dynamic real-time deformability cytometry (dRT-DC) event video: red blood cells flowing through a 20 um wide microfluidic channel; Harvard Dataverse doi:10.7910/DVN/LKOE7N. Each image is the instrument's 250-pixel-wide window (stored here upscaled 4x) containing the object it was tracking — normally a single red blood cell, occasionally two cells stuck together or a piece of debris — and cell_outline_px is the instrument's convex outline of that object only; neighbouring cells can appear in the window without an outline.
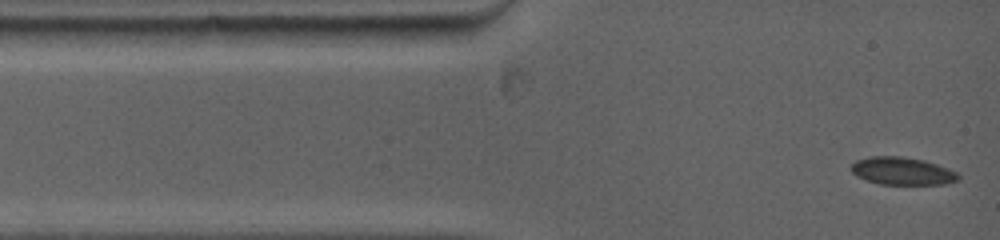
{"species": "common noctule bat (a hibernating species)", "species_latin": "Nyctalus noctula", "temperature_condition": "warm", "stored_images_in_passage": 19, "camera_frame_rate_fps": 5000, "um_per_image_px": 0.085, "animal": {"sex": "female", "body_mass_g": 19.0, "forearm_length_mm": 53.3}, "frame": {"image": 1, "passage_image": 1, "time_ms": 0.0, "image_size_px": [1000, 240], "cell_outline_px": [[960, 180], [944, 184], [880, 184], [856, 176], [852, 172], [852, 164], [856, 160], [868, 156], [900, 156], [924, 160], [948, 168], [956, 172], [960, 176]], "centroid_in_image_um": [76.7, 14.53], "position_along_channel_um": 8.3, "area_um2": 17.22}}
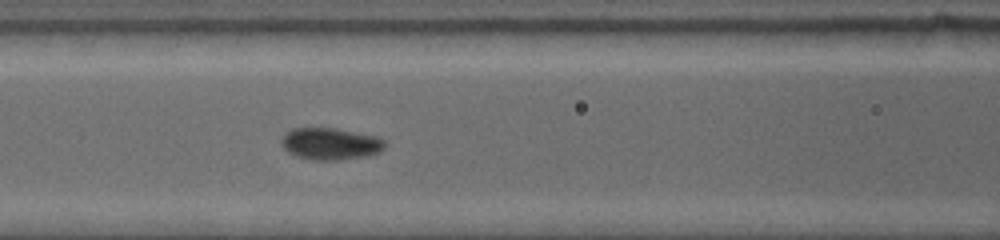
{"frame": {"image": 2, "passage_image": 11, "time_ms": 4.4, "image_size_px": [1000, 240], "cell_outline_px": [[384, 148], [380, 152], [368, 156], [340, 160], [312, 160], [296, 156], [288, 152], [280, 144], [280, 140], [284, 132], [292, 128], [336, 128], [376, 136], [384, 140]], "centroid_in_image_um": [28.05, 12.22], "position_along_channel_um": 138.6, "area_um2": 19.48}}
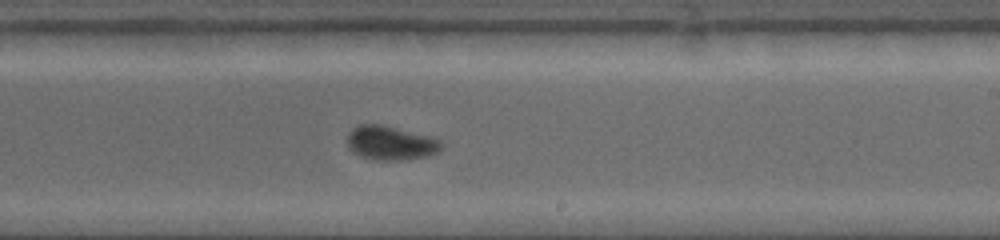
{"frame": {"image": 3, "passage_image": 18, "time_ms": 7.4, "image_size_px": [1000, 240], "cell_outline_px": [[444, 144], [440, 152], [428, 156], [400, 160], [372, 160], [360, 156], [352, 152], [348, 148], [348, 132], [352, 128], [360, 124], [380, 124], [432, 136], [440, 140]], "centroid_in_image_um": [33.22, 12.16], "position_along_channel_um": 255.8, "area_um2": 19.02}}